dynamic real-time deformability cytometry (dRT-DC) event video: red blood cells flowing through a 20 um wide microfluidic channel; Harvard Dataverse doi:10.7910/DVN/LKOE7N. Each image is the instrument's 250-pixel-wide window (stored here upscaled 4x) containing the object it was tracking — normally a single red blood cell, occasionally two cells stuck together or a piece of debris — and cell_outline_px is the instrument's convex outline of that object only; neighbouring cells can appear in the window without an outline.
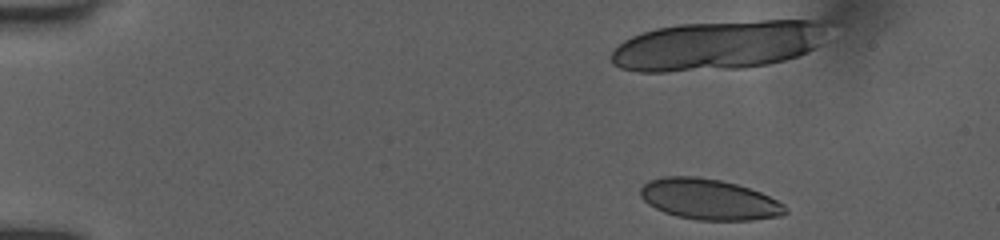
{"species": "human", "species_latin": "Homo sapiens", "temperature_condition": "room temperature", "stored_images_in_passage": 16, "segment_of_instrument_passage": [2, 2], "camera_frame_rate_fps": 3000, "um_per_image_px": 0.085, "donor": {"sex": "female"}, "frame": {"image": 1, "passage_image": 3, "time_ms": 0.667, "image_size_px": [1000, 240], "cell_outline_px": [[788, 212], [780, 216], [752, 220], [696, 220], [676, 216], [664, 212], [648, 204], [640, 196], [640, 188], [648, 180], [664, 176], [696, 176], [720, 180], [736, 184], [760, 192], [784, 204]], "centroid_in_image_um": [60.24, 16.94], "position_along_channel_um": 24.8, "area_um2": 34.39}}